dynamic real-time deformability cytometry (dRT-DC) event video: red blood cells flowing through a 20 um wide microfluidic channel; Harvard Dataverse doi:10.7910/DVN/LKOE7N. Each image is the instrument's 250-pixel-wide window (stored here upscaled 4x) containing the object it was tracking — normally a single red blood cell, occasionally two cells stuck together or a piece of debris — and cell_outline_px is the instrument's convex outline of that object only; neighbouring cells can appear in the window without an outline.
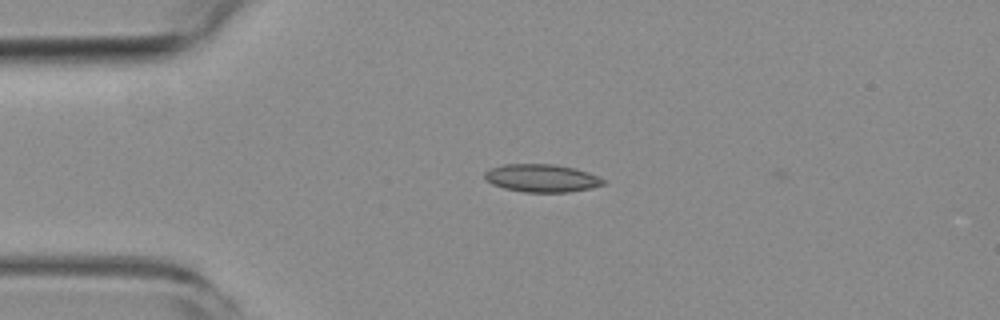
{"species": "common noctule bat (a hibernating species)", "species_latin": "Nyctalus noctula", "temperature_condition": "room temperature", "stored_images_in_passage": 4, "camera_frame_rate_fps": 3000, "um_per_image_px": 0.085, "animal": {"sex": "female", "body_mass_g": 19.3, "forearm_length_mm": 54.1}, "frame": {"image": 1, "passage_image": 3, "time_ms": 2.333, "image_size_px": [1000, 320], "cell_outline_px": [[604, 184], [592, 188], [568, 192], [524, 192], [504, 188], [492, 184], [484, 176], [484, 172], [488, 168], [504, 164], [556, 164], [576, 168], [588, 172], [604, 180]], "centroid_in_image_um": [46.03, 15.13], "position_along_channel_um": 39.0, "area_um2": 19.31}}
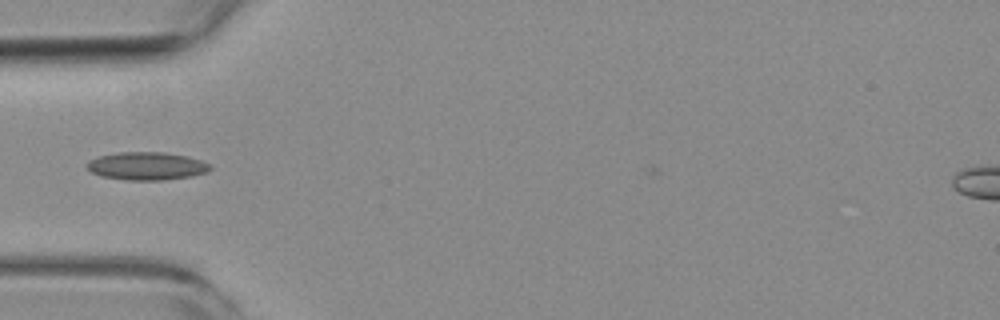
{"frame": {"image": 2, "passage_image": 4, "time_ms": 4.0, "image_size_px": [1000, 320], "cell_outline_px": [[212, 168], [208, 172], [192, 176], [164, 180], [124, 180], [100, 176], [92, 172], [84, 164], [88, 160], [100, 156], [120, 152], [164, 152], [188, 156], [200, 160], [208, 164]], "centroid_in_image_um": [12.46, 14.11], "position_along_channel_um": 72.5, "area_um2": 20.17}}